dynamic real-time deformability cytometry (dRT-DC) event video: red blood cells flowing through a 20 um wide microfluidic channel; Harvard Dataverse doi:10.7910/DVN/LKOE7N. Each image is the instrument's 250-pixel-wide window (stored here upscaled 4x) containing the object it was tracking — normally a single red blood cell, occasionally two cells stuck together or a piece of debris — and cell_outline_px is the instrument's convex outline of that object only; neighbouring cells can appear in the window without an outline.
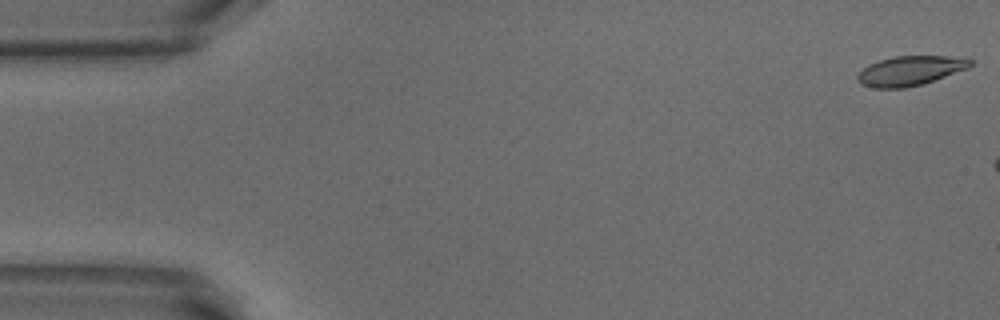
{"species": "common noctule bat (a hibernating species)", "species_latin": "Nyctalus noctula", "temperature_condition": "warm", "stored_images_in_passage": 6, "camera_frame_rate_fps": 3000, "um_per_image_px": 0.085, "animal": {"sex": "male", "body_mass_g": 18.8}, "frame": {"image": 1, "passage_image": 1, "time_ms": 0.0, "image_size_px": [1000, 320], "cell_outline_px": [[972, 64], [968, 68], [920, 84], [904, 88], [876, 88], [860, 84], [856, 80], [856, 76], [868, 64], [892, 56], [968, 56], [972, 60]], "centroid_in_image_um": [77.36, 5.99], "position_along_channel_um": 7.6, "area_um2": 19.42}}